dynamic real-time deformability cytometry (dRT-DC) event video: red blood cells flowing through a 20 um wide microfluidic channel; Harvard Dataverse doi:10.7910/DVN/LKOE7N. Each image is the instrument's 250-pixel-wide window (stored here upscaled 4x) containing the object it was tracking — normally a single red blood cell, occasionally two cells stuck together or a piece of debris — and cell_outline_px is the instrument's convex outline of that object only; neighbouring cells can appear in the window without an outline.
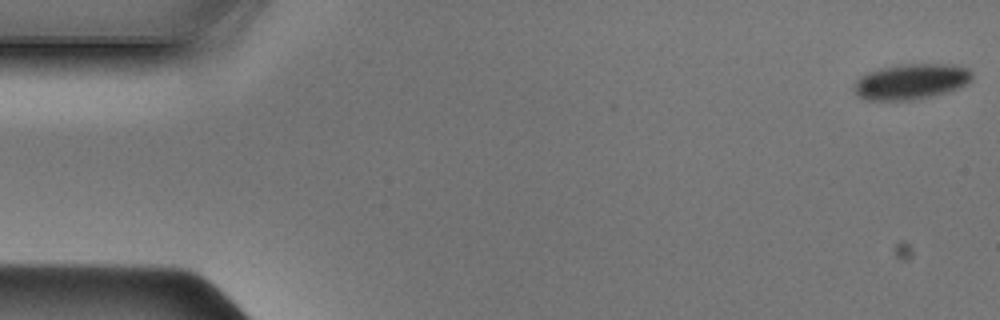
{"species": "Egyptian fruit bat (a non-hibernating species)", "species_latin": "Rousettus aegyptiacus", "temperature_condition": "cold", "stored_images_in_passage": 48, "camera_frame_rate_fps": 3000, "um_per_image_px": 0.085, "animal": {"sex": "male"}, "frame": {"image": 1, "passage_image": 1, "time_ms": 0.0, "image_size_px": [1000, 320], "cell_outline_px": [[972, 80], [968, 84], [944, 92], [912, 100], [864, 100], [856, 96], [852, 88], [856, 80], [860, 76], [868, 72], [884, 68], [912, 64], [952, 64], [968, 68], [972, 76]], "centroid_in_image_um": [77.4, 6.94], "position_along_channel_um": 7.6, "area_um2": 24.22}}
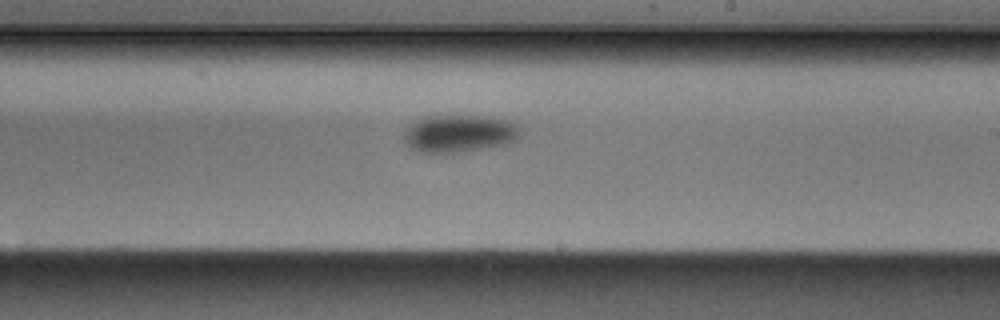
{"frame": {"image": 2, "passage_image": 28, "time_ms": 9.0, "image_size_px": [1000, 320], "cell_outline_px": [[520, 136], [516, 140], [508, 144], [460, 152], [424, 152], [412, 148], [404, 140], [404, 132], [408, 124], [424, 116], [448, 112], [492, 116], [512, 120], [520, 128]], "centroid_in_image_um": [39.07, 11.27], "position_along_channel_um": 249.9, "area_um2": 26.59}}
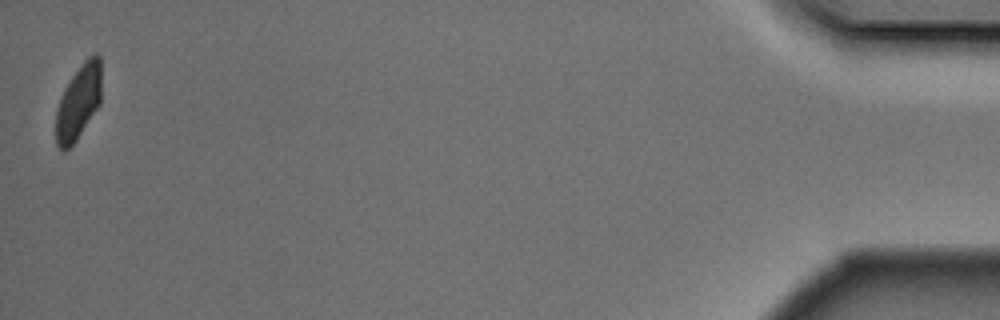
{"frame": {"image": 3, "passage_image": 48, "time_ms": 15.667, "image_size_px": [1000, 320], "cell_outline_px": [[100, 104], [76, 140], [64, 152], [56, 144], [56, 112], [64, 88], [72, 76], [84, 60], [88, 56], [96, 52], [100, 56]], "centroid_in_image_um": [6.67, 8.66], "position_along_channel_um": 428.5, "area_um2": 19.59}}